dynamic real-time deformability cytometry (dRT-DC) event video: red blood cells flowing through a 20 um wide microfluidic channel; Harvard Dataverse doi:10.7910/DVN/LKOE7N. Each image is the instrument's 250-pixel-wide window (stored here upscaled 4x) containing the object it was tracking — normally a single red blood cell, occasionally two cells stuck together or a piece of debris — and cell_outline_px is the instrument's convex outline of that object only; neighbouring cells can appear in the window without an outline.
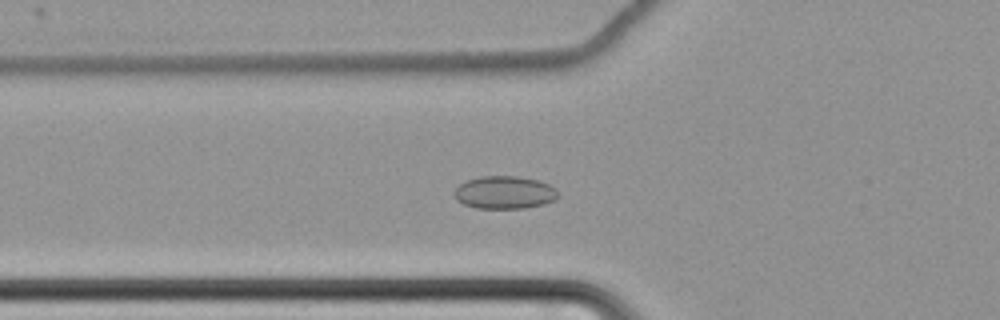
{"species": "common noctule bat (a hibernating species)", "species_latin": "Nyctalus noctula", "temperature_condition": "cold", "stored_images_in_passage": 64, "camera_frame_rate_fps": 3000, "um_per_image_px": 0.085, "animal": {"sex": "female", "body_mass_g": 22.7, "forearm_length_mm": 54.2}, "frame": {"image": 1, "passage_image": 26, "time_ms": 8.333, "image_size_px": [1000, 320], "cell_outline_px": [[556, 200], [544, 204], [524, 208], [476, 208], [464, 204], [456, 200], [456, 188], [460, 184], [468, 180], [480, 176], [516, 176], [536, 180], [548, 184], [556, 188]], "centroid_in_image_um": [42.89, 16.36], "position_along_channel_um": 82.9, "area_um2": 19.59}}
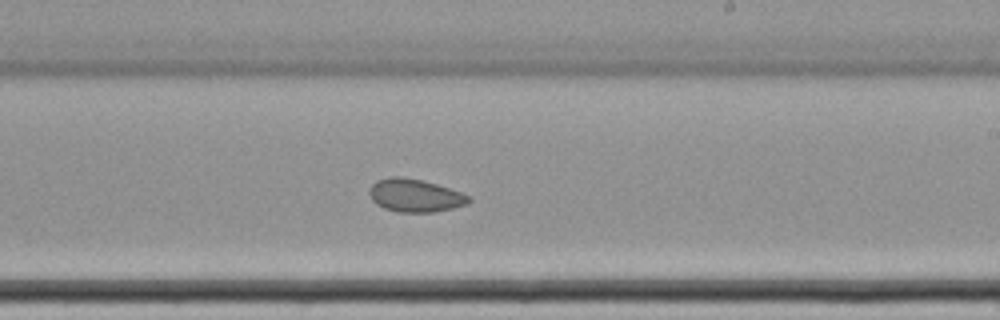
{"frame": {"image": 2, "passage_image": 41, "time_ms": 13.333, "image_size_px": [1000, 320], "cell_outline_px": [[472, 200], [468, 204], [452, 208], [432, 212], [396, 212], [384, 208], [376, 204], [372, 200], [368, 192], [372, 184], [376, 180], [388, 176], [404, 176], [436, 184], [472, 196]], "centroid_in_image_um": [35.26, 16.61], "position_along_channel_um": 253.7, "area_um2": 19.25}}
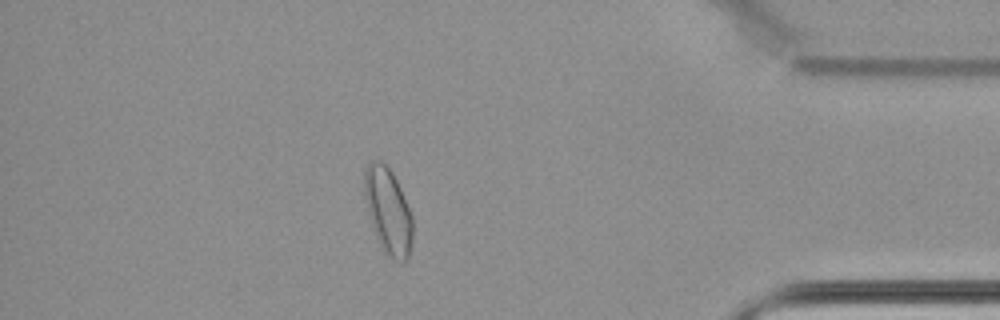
{"frame": {"image": 3, "passage_image": 57, "time_ms": 18.667, "image_size_px": [1000, 320], "cell_outline_px": [[412, 244], [408, 260], [404, 264], [400, 264], [392, 260], [384, 252], [372, 228], [364, 200], [364, 168], [372, 160], [380, 160], [392, 172], [400, 188], [412, 216]], "centroid_in_image_um": [32.98, 17.99], "position_along_channel_um": 402.2, "area_um2": 24.57}, "authors_computed_cell_mechanics": {"area_um2": 21.097, "velocity_mm_per_s": 3.4335, "shape_relaxation_time_tau1_ms": null, "shape_relaxation_time_tau2_ms": 4.4808, "deformation_change_tau1": null, "deformation_change_tau2": 0.0617}}